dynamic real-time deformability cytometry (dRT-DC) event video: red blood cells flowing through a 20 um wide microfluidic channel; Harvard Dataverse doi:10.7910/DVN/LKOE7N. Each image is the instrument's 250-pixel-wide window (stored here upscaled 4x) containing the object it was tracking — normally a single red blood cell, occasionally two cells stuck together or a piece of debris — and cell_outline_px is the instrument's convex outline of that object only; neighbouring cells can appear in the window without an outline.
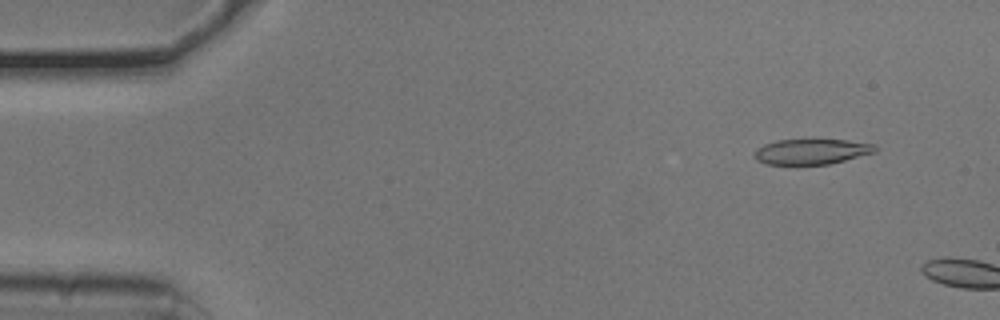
{"species": "common noctule bat (a hibernating species)", "species_latin": "Nyctalus noctula", "temperature_condition": "cold", "stored_images_in_passage": 8, "camera_frame_rate_fps": 3000, "um_per_image_px": 0.085, "animal": {"sex": "male", "body_mass_g": 20.5, "forearm_length_mm": 52.5}, "frame": {"image": 1, "passage_image": 5, "time_ms": 1.333, "image_size_px": [1000, 320], "cell_outline_px": [[876, 152], [828, 164], [768, 164], [756, 160], [752, 156], [752, 152], [756, 148], [764, 144], [776, 140], [812, 136], [848, 140], [876, 144]], "centroid_in_image_um": [68.94, 12.82], "position_along_channel_um": 16.1, "area_um2": 18.9}}